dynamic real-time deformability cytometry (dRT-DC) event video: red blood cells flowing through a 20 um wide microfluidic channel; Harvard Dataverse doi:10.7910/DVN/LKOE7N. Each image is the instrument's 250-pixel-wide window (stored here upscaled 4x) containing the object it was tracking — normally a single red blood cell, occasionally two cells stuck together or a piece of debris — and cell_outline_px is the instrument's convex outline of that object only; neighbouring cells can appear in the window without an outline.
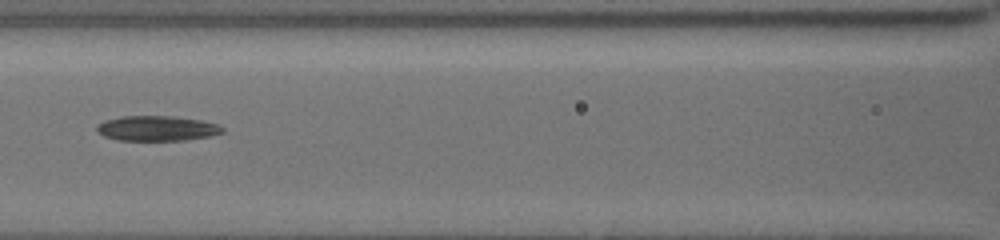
{"species": "common noctule bat (a hibernating species)", "species_latin": "Nyctalus noctula", "temperature_condition": "cold", "stored_images_in_passage": 27, "camera_frame_rate_fps": 3000, "um_per_image_px": 0.085, "animal": {"sex": "female", "body_mass_g": 19.5, "forearm_length_mm": 54.1}, "frame": {"image": 1, "passage_image": 19, "time_ms": 3.0, "image_size_px": [1000, 240], "cell_outline_px": [[224, 132], [208, 136], [184, 140], [116, 140], [104, 136], [96, 128], [104, 120], [120, 116], [172, 116], [200, 120], [216, 124], [224, 128]], "centroid_in_image_um": [13.33, 10.9], "position_along_channel_um": 153.3, "area_um2": 18.15}}
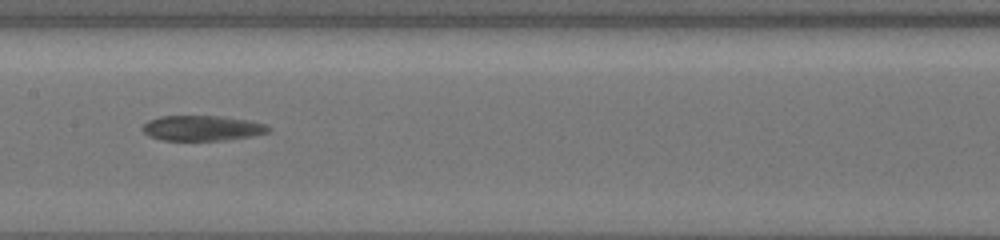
{"frame": {"image": 2, "passage_image": 26, "time_ms": 4.0, "image_size_px": [1000, 240], "cell_outline_px": [[268, 132], [248, 136], [224, 140], [164, 140], [152, 136], [144, 132], [144, 124], [148, 120], [160, 116], [220, 116], [244, 120], [264, 124], [268, 128]], "centroid_in_image_um": [17.13, 10.88], "position_along_channel_um": 190.3, "area_um2": 17.92}}